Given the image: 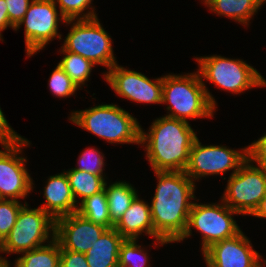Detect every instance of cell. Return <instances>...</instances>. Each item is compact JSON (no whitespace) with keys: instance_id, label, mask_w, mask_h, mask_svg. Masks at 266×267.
Returning a JSON list of instances; mask_svg holds the SVG:
<instances>
[{"instance_id":"obj_9","label":"cell","mask_w":266,"mask_h":267,"mask_svg":"<svg viewBox=\"0 0 266 267\" xmlns=\"http://www.w3.org/2000/svg\"><path fill=\"white\" fill-rule=\"evenodd\" d=\"M222 201L240 215H251L266 195V169L248 159L230 175Z\"/></svg>"},{"instance_id":"obj_34","label":"cell","mask_w":266,"mask_h":267,"mask_svg":"<svg viewBox=\"0 0 266 267\" xmlns=\"http://www.w3.org/2000/svg\"><path fill=\"white\" fill-rule=\"evenodd\" d=\"M11 27L15 30V26L10 22L8 18L7 5L5 0H0V37L2 38L1 31Z\"/></svg>"},{"instance_id":"obj_16","label":"cell","mask_w":266,"mask_h":267,"mask_svg":"<svg viewBox=\"0 0 266 267\" xmlns=\"http://www.w3.org/2000/svg\"><path fill=\"white\" fill-rule=\"evenodd\" d=\"M44 187L46 202L40 208L54 220L77 212L78 205L65 172L50 176Z\"/></svg>"},{"instance_id":"obj_35","label":"cell","mask_w":266,"mask_h":267,"mask_svg":"<svg viewBox=\"0 0 266 267\" xmlns=\"http://www.w3.org/2000/svg\"><path fill=\"white\" fill-rule=\"evenodd\" d=\"M252 215L258 218H266V195Z\"/></svg>"},{"instance_id":"obj_33","label":"cell","mask_w":266,"mask_h":267,"mask_svg":"<svg viewBox=\"0 0 266 267\" xmlns=\"http://www.w3.org/2000/svg\"><path fill=\"white\" fill-rule=\"evenodd\" d=\"M23 137L15 132L8 121L6 120L1 108H0V144L13 145L17 144Z\"/></svg>"},{"instance_id":"obj_15","label":"cell","mask_w":266,"mask_h":267,"mask_svg":"<svg viewBox=\"0 0 266 267\" xmlns=\"http://www.w3.org/2000/svg\"><path fill=\"white\" fill-rule=\"evenodd\" d=\"M107 229L74 212L55 220V239L60 249L86 253Z\"/></svg>"},{"instance_id":"obj_30","label":"cell","mask_w":266,"mask_h":267,"mask_svg":"<svg viewBox=\"0 0 266 267\" xmlns=\"http://www.w3.org/2000/svg\"><path fill=\"white\" fill-rule=\"evenodd\" d=\"M247 159L266 169V134L247 147Z\"/></svg>"},{"instance_id":"obj_29","label":"cell","mask_w":266,"mask_h":267,"mask_svg":"<svg viewBox=\"0 0 266 267\" xmlns=\"http://www.w3.org/2000/svg\"><path fill=\"white\" fill-rule=\"evenodd\" d=\"M77 165V167L72 169L89 172L94 175L104 176V155L99 150H97V148L90 147L88 149H85L81 153V155H79Z\"/></svg>"},{"instance_id":"obj_25","label":"cell","mask_w":266,"mask_h":267,"mask_svg":"<svg viewBox=\"0 0 266 267\" xmlns=\"http://www.w3.org/2000/svg\"><path fill=\"white\" fill-rule=\"evenodd\" d=\"M137 239H124L118 257V267H150L147 251L136 244Z\"/></svg>"},{"instance_id":"obj_24","label":"cell","mask_w":266,"mask_h":267,"mask_svg":"<svg viewBox=\"0 0 266 267\" xmlns=\"http://www.w3.org/2000/svg\"><path fill=\"white\" fill-rule=\"evenodd\" d=\"M65 56L58 63L63 71L73 80L76 86L82 89V85L88 81L92 68L96 65L81 55L66 51L63 47L60 51Z\"/></svg>"},{"instance_id":"obj_38","label":"cell","mask_w":266,"mask_h":267,"mask_svg":"<svg viewBox=\"0 0 266 267\" xmlns=\"http://www.w3.org/2000/svg\"><path fill=\"white\" fill-rule=\"evenodd\" d=\"M0 252L2 253V241L0 240Z\"/></svg>"},{"instance_id":"obj_13","label":"cell","mask_w":266,"mask_h":267,"mask_svg":"<svg viewBox=\"0 0 266 267\" xmlns=\"http://www.w3.org/2000/svg\"><path fill=\"white\" fill-rule=\"evenodd\" d=\"M103 75L115 93L125 99L137 103H162L163 77L152 81L141 72L127 70L117 63Z\"/></svg>"},{"instance_id":"obj_7","label":"cell","mask_w":266,"mask_h":267,"mask_svg":"<svg viewBox=\"0 0 266 267\" xmlns=\"http://www.w3.org/2000/svg\"><path fill=\"white\" fill-rule=\"evenodd\" d=\"M238 215L235 210L228 207L222 200L221 204H192L186 230L177 241H183L192 235V228L202 234V253L212 244L236 236L240 230L232 215Z\"/></svg>"},{"instance_id":"obj_5","label":"cell","mask_w":266,"mask_h":267,"mask_svg":"<svg viewBox=\"0 0 266 267\" xmlns=\"http://www.w3.org/2000/svg\"><path fill=\"white\" fill-rule=\"evenodd\" d=\"M201 79L214 83L223 90L240 94L254 87L266 86L263 76L242 59H230L221 55L197 57Z\"/></svg>"},{"instance_id":"obj_27","label":"cell","mask_w":266,"mask_h":267,"mask_svg":"<svg viewBox=\"0 0 266 267\" xmlns=\"http://www.w3.org/2000/svg\"><path fill=\"white\" fill-rule=\"evenodd\" d=\"M25 204L13 199H0V240L9 235L15 226L18 213Z\"/></svg>"},{"instance_id":"obj_23","label":"cell","mask_w":266,"mask_h":267,"mask_svg":"<svg viewBox=\"0 0 266 267\" xmlns=\"http://www.w3.org/2000/svg\"><path fill=\"white\" fill-rule=\"evenodd\" d=\"M78 204L80 205H78L77 213L81 216L87 218L91 222L103 225L108 229L114 228L109 214L105 189L85 198L82 202H78Z\"/></svg>"},{"instance_id":"obj_26","label":"cell","mask_w":266,"mask_h":267,"mask_svg":"<svg viewBox=\"0 0 266 267\" xmlns=\"http://www.w3.org/2000/svg\"><path fill=\"white\" fill-rule=\"evenodd\" d=\"M93 0H54L55 4L59 7L62 17L66 20H78V19H92L96 18L95 7L92 8ZM88 8H91L90 11ZM88 12L83 13L87 10ZM83 14V15H82Z\"/></svg>"},{"instance_id":"obj_1","label":"cell","mask_w":266,"mask_h":267,"mask_svg":"<svg viewBox=\"0 0 266 267\" xmlns=\"http://www.w3.org/2000/svg\"><path fill=\"white\" fill-rule=\"evenodd\" d=\"M157 187L150 210L156 244L177 242L184 234L195 200V183L184 171H156Z\"/></svg>"},{"instance_id":"obj_2","label":"cell","mask_w":266,"mask_h":267,"mask_svg":"<svg viewBox=\"0 0 266 267\" xmlns=\"http://www.w3.org/2000/svg\"><path fill=\"white\" fill-rule=\"evenodd\" d=\"M140 133V144L156 171H185L192 144L197 138L189 122L162 116L153 121L148 132Z\"/></svg>"},{"instance_id":"obj_28","label":"cell","mask_w":266,"mask_h":267,"mask_svg":"<svg viewBox=\"0 0 266 267\" xmlns=\"http://www.w3.org/2000/svg\"><path fill=\"white\" fill-rule=\"evenodd\" d=\"M49 88L53 95L60 98L70 97L79 89L59 64L52 71L49 79Z\"/></svg>"},{"instance_id":"obj_6","label":"cell","mask_w":266,"mask_h":267,"mask_svg":"<svg viewBox=\"0 0 266 267\" xmlns=\"http://www.w3.org/2000/svg\"><path fill=\"white\" fill-rule=\"evenodd\" d=\"M66 20L71 30L64 40L66 51L78 54L95 65H102L109 70L117 61L114 57L112 39L105 31L98 17L92 19Z\"/></svg>"},{"instance_id":"obj_39","label":"cell","mask_w":266,"mask_h":267,"mask_svg":"<svg viewBox=\"0 0 266 267\" xmlns=\"http://www.w3.org/2000/svg\"><path fill=\"white\" fill-rule=\"evenodd\" d=\"M257 267H263V264L262 263H260Z\"/></svg>"},{"instance_id":"obj_32","label":"cell","mask_w":266,"mask_h":267,"mask_svg":"<svg viewBox=\"0 0 266 267\" xmlns=\"http://www.w3.org/2000/svg\"><path fill=\"white\" fill-rule=\"evenodd\" d=\"M59 267H89L85 253L60 249Z\"/></svg>"},{"instance_id":"obj_37","label":"cell","mask_w":266,"mask_h":267,"mask_svg":"<svg viewBox=\"0 0 266 267\" xmlns=\"http://www.w3.org/2000/svg\"><path fill=\"white\" fill-rule=\"evenodd\" d=\"M252 2L259 9L260 6L262 7V4H264L266 2V0H252Z\"/></svg>"},{"instance_id":"obj_12","label":"cell","mask_w":266,"mask_h":267,"mask_svg":"<svg viewBox=\"0 0 266 267\" xmlns=\"http://www.w3.org/2000/svg\"><path fill=\"white\" fill-rule=\"evenodd\" d=\"M29 144L23 138L17 144L2 146L5 150H0V199H24L33 190V179L25 166L27 160L18 155Z\"/></svg>"},{"instance_id":"obj_31","label":"cell","mask_w":266,"mask_h":267,"mask_svg":"<svg viewBox=\"0 0 266 267\" xmlns=\"http://www.w3.org/2000/svg\"><path fill=\"white\" fill-rule=\"evenodd\" d=\"M7 5L8 18L16 27L23 19L32 0H5Z\"/></svg>"},{"instance_id":"obj_14","label":"cell","mask_w":266,"mask_h":267,"mask_svg":"<svg viewBox=\"0 0 266 267\" xmlns=\"http://www.w3.org/2000/svg\"><path fill=\"white\" fill-rule=\"evenodd\" d=\"M203 257L207 267H257L263 260L242 231L215 242L203 252Z\"/></svg>"},{"instance_id":"obj_18","label":"cell","mask_w":266,"mask_h":267,"mask_svg":"<svg viewBox=\"0 0 266 267\" xmlns=\"http://www.w3.org/2000/svg\"><path fill=\"white\" fill-rule=\"evenodd\" d=\"M124 238L114 229H107L86 253L89 267H118V257Z\"/></svg>"},{"instance_id":"obj_22","label":"cell","mask_w":266,"mask_h":267,"mask_svg":"<svg viewBox=\"0 0 266 267\" xmlns=\"http://www.w3.org/2000/svg\"><path fill=\"white\" fill-rule=\"evenodd\" d=\"M72 194L76 202L78 198L82 202L85 198L104 190L106 180L104 176L94 175L89 172L70 169L65 171Z\"/></svg>"},{"instance_id":"obj_21","label":"cell","mask_w":266,"mask_h":267,"mask_svg":"<svg viewBox=\"0 0 266 267\" xmlns=\"http://www.w3.org/2000/svg\"><path fill=\"white\" fill-rule=\"evenodd\" d=\"M205 5L211 12L231 18L243 25H249L252 16L259 10L252 0H209Z\"/></svg>"},{"instance_id":"obj_19","label":"cell","mask_w":266,"mask_h":267,"mask_svg":"<svg viewBox=\"0 0 266 267\" xmlns=\"http://www.w3.org/2000/svg\"><path fill=\"white\" fill-rule=\"evenodd\" d=\"M107 186L106 182L104 189L108 200L109 214L111 222L115 225L138 194L134 187L125 181H116Z\"/></svg>"},{"instance_id":"obj_11","label":"cell","mask_w":266,"mask_h":267,"mask_svg":"<svg viewBox=\"0 0 266 267\" xmlns=\"http://www.w3.org/2000/svg\"><path fill=\"white\" fill-rule=\"evenodd\" d=\"M60 21L65 23L66 19L58 12L54 0H32L23 19L15 27L17 31L21 25L25 26V51L28 57L45 48L55 37L61 39L62 35L58 34Z\"/></svg>"},{"instance_id":"obj_17","label":"cell","mask_w":266,"mask_h":267,"mask_svg":"<svg viewBox=\"0 0 266 267\" xmlns=\"http://www.w3.org/2000/svg\"><path fill=\"white\" fill-rule=\"evenodd\" d=\"M114 229L124 239H139V235L143 232L150 237H154L150 205L140 200L137 195L130 207L114 225Z\"/></svg>"},{"instance_id":"obj_36","label":"cell","mask_w":266,"mask_h":267,"mask_svg":"<svg viewBox=\"0 0 266 267\" xmlns=\"http://www.w3.org/2000/svg\"><path fill=\"white\" fill-rule=\"evenodd\" d=\"M0 267H10L9 261L0 256Z\"/></svg>"},{"instance_id":"obj_4","label":"cell","mask_w":266,"mask_h":267,"mask_svg":"<svg viewBox=\"0 0 266 267\" xmlns=\"http://www.w3.org/2000/svg\"><path fill=\"white\" fill-rule=\"evenodd\" d=\"M69 120L109 143L140 144L141 126L138 121L115 104H101L72 112Z\"/></svg>"},{"instance_id":"obj_8","label":"cell","mask_w":266,"mask_h":267,"mask_svg":"<svg viewBox=\"0 0 266 267\" xmlns=\"http://www.w3.org/2000/svg\"><path fill=\"white\" fill-rule=\"evenodd\" d=\"M49 238H55V220L40 207L28 208L25 202L15 226L2 242V252L22 254L49 243Z\"/></svg>"},{"instance_id":"obj_3","label":"cell","mask_w":266,"mask_h":267,"mask_svg":"<svg viewBox=\"0 0 266 267\" xmlns=\"http://www.w3.org/2000/svg\"><path fill=\"white\" fill-rule=\"evenodd\" d=\"M199 72L163 76L162 103L169 104L167 117L187 121L188 118H212L216 101L206 88Z\"/></svg>"},{"instance_id":"obj_10","label":"cell","mask_w":266,"mask_h":267,"mask_svg":"<svg viewBox=\"0 0 266 267\" xmlns=\"http://www.w3.org/2000/svg\"><path fill=\"white\" fill-rule=\"evenodd\" d=\"M247 160V147L240 151L226 146L202 145L198 137L194 140L185 174L193 181L208 175L225 174L232 169L231 175L238 171Z\"/></svg>"},{"instance_id":"obj_20","label":"cell","mask_w":266,"mask_h":267,"mask_svg":"<svg viewBox=\"0 0 266 267\" xmlns=\"http://www.w3.org/2000/svg\"><path fill=\"white\" fill-rule=\"evenodd\" d=\"M15 260L14 267H59L60 245L54 238L48 244L25 251Z\"/></svg>"}]
</instances>
